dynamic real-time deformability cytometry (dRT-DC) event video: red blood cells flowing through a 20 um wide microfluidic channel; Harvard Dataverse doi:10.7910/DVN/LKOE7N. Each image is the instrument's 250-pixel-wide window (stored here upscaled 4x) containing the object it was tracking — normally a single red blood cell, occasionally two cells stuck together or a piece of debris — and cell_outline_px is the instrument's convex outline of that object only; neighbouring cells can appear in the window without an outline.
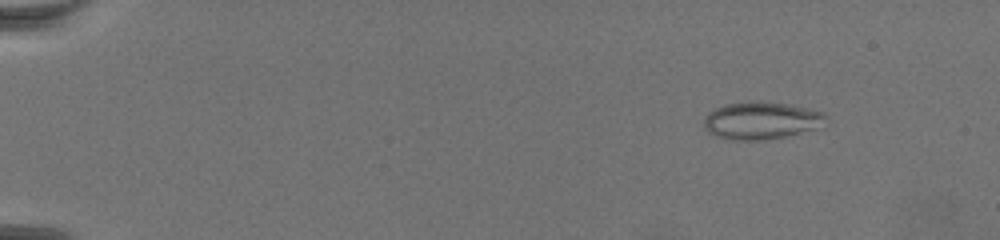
{"species": "common noctule bat (a hibernating species)", "species_latin": "Nyctalus noctula", "temperature_condition": "warm", "stored_images_in_passage": 64, "camera_frame_rate_fps": 3000, "um_per_image_px": 0.085, "animal": {"sex": "female", "body_mass_g": 19.5, "forearm_length_mm": 54.1}, "frame": {"image": 1, "passage_image": 1, "time_ms": 0.0, "image_size_px": [1000, 240], "cell_outline_px": [[828, 116], [816, 128], [784, 136], [764, 140], [728, 140], [716, 136], [708, 132], [704, 128], [704, 116], [708, 112], [724, 104], [752, 100], [788, 104], [824, 112]], "centroid_in_image_um": [64.63, 10.23], "position_along_channel_um": 20.4, "area_um2": 26.59}}
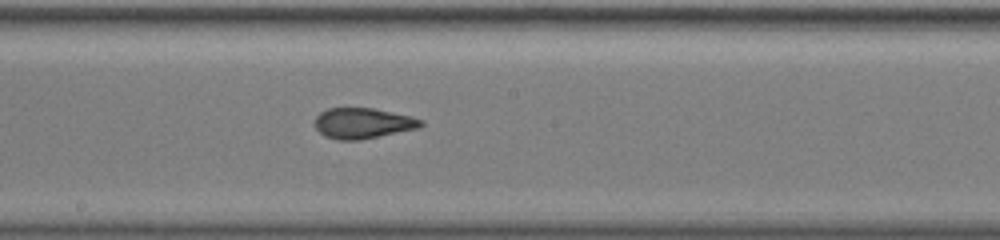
{"frame": {"image": 2, "passage_image": 34, "time_ms": 11.0, "image_size_px": [1000, 240], "cell_outline_px": [[424, 124], [416, 128], [360, 140], [336, 140], [324, 136], [316, 128], [316, 116], [320, 112], [328, 108], [372, 108], [412, 116], [420, 120]], "centroid_in_image_um": [30.8, 10.47], "position_along_channel_um": 217.4, "area_um2": 18.67}}
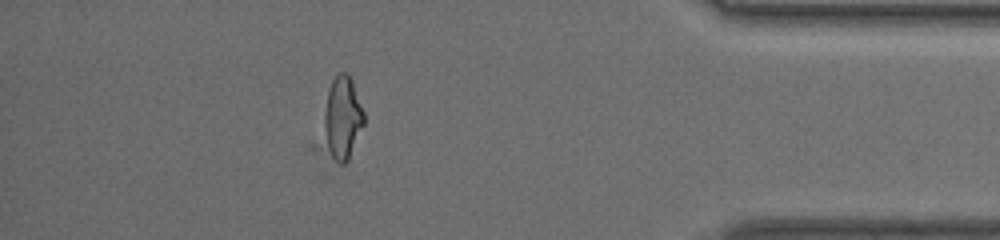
{"frame": {"image": 3, "passage_image": 56, "time_ms": 18.333, "image_size_px": [1000, 240], "cell_outline_px": [[364, 124], [348, 160], [344, 164], [340, 164], [332, 156], [328, 148], [324, 128], [324, 112], [328, 88], [332, 80], [340, 72], [348, 72], [352, 80], [364, 112]], "centroid_in_image_um": [29.12, 9.97], "position_along_channel_um": 406.1, "area_um2": 19.07}}